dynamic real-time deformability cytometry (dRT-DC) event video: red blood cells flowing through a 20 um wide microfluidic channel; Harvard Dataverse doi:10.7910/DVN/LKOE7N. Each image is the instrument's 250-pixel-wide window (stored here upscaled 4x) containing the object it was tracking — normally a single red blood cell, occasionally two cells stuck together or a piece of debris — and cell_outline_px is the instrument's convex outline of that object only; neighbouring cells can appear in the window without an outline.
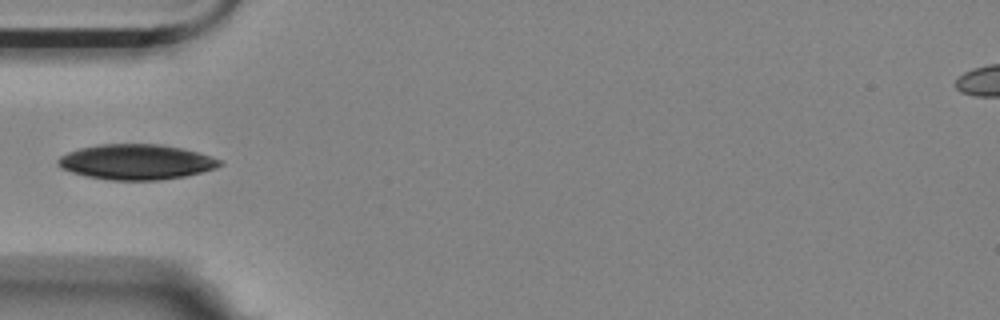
{"species": "Egyptian fruit bat (a non-hibernating species)", "species_latin": "Rousettus aegyptiacus", "temperature_condition": "room temperature", "stored_images_in_passage": 5, "camera_frame_rate_fps": 3000, "um_per_image_px": 0.085, "animal": {"sex": "female"}, "frame": {"image": 1, "passage_image": 5, "time_ms": 1.333, "image_size_px": [1000, 320], "cell_outline_px": [[224, 164], [216, 168], [184, 176], [160, 180], [108, 180], [88, 176], [72, 172], [60, 168], [56, 164], [56, 160], [60, 156], [68, 152], [80, 148], [100, 144], [160, 144], [180, 148], [196, 152], [224, 160]], "centroid_in_image_um": [11.57, 13.76], "position_along_channel_um": 73.4, "area_um2": 33.23}}